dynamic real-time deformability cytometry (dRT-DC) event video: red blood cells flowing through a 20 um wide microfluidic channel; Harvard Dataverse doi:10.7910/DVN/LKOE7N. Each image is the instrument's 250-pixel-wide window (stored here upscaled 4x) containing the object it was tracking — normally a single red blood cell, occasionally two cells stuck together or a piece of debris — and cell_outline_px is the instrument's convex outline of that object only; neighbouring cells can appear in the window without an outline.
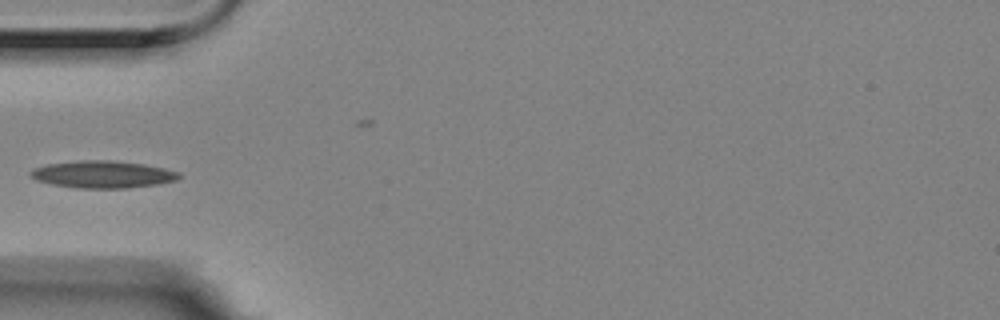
{"species": "Egyptian fruit bat (a non-hibernating species)", "species_latin": "Rousettus aegyptiacus", "temperature_condition": "room temperature", "stored_images_in_passage": 6, "camera_frame_rate_fps": 3000, "um_per_image_px": 0.085, "animal": {"sex": "female"}, "frame": {"image": 1, "passage_image": 6, "time_ms": 1.667, "image_size_px": [1000, 320], "cell_outline_px": [[180, 176], [176, 180], [156, 184], [128, 188], [76, 188], [52, 184], [36, 180], [28, 176], [28, 172], [36, 168], [48, 164], [80, 160], [112, 160], [144, 164], [164, 168], [180, 172]], "centroid_in_image_um": [8.71, 14.82], "position_along_channel_um": 76.3, "area_um2": 23.52}}